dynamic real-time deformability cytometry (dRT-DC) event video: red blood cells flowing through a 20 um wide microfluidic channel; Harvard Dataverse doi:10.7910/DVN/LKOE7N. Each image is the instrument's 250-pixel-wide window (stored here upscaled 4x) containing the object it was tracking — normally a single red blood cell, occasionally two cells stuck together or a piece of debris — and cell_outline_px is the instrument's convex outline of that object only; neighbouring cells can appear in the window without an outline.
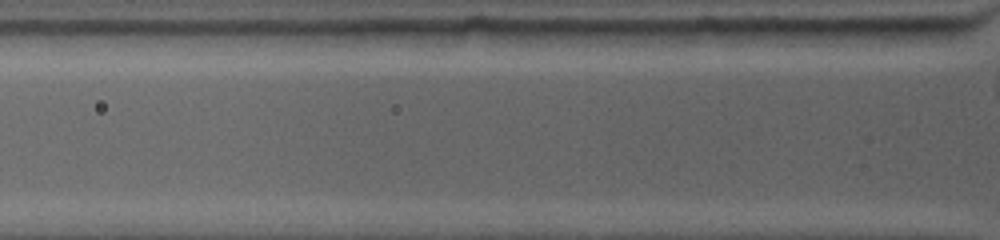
{"species": "common noctule bat (a hibernating species)", "species_latin": "Nyctalus noctula", "temperature_condition": "warm", "stored_images_in_passage": 2, "camera_frame_rate_fps": 4500, "um_per_image_px": 0.085, "animal": {"sex": "female", "body_mass_g": 19.0, "forearm_length_mm": 53.3}, "frame": {"image": 1, "passage_image": 2, "time_ms": 0.889, "image_size_px": [1000, 240], "cell_outline_px": [[788, 44], [688, 44], [672, 32], [700, 28], [788, 28]], "centroid_in_image_um": [62.44, 3.06], "position_along_channel_um": 63.4, "area_um2": 12.31}}